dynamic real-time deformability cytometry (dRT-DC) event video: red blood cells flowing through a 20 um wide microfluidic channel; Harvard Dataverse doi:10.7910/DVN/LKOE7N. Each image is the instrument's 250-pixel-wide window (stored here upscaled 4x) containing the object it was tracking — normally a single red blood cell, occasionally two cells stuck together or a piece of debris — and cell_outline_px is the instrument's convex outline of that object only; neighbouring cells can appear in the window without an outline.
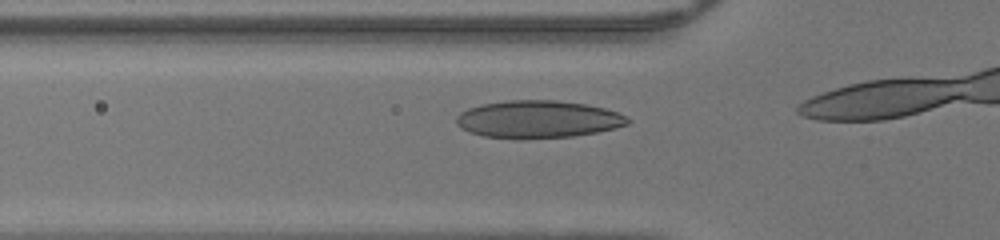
{"species": "human", "species_latin": "Homo sapiens", "temperature_condition": "warm", "stored_images_in_passage": 9, "camera_frame_rate_fps": 3000, "um_per_image_px": 0.085, "donor": {"sex": "male"}, "frame": {"image": 1, "passage_image": 7, "time_ms": 2.0, "image_size_px": [1000, 240], "cell_outline_px": [[632, 120], [628, 124], [616, 128], [596, 132], [572, 136], [524, 140], [516, 140], [484, 136], [468, 132], [460, 128], [456, 124], [456, 116], [460, 112], [468, 108], [480, 104], [508, 100], [556, 100], [584, 104], [604, 108], [616, 112]], "centroid_in_image_um": [45.67, 10.15], "position_along_channel_um": 80.1, "area_um2": 37.92}}